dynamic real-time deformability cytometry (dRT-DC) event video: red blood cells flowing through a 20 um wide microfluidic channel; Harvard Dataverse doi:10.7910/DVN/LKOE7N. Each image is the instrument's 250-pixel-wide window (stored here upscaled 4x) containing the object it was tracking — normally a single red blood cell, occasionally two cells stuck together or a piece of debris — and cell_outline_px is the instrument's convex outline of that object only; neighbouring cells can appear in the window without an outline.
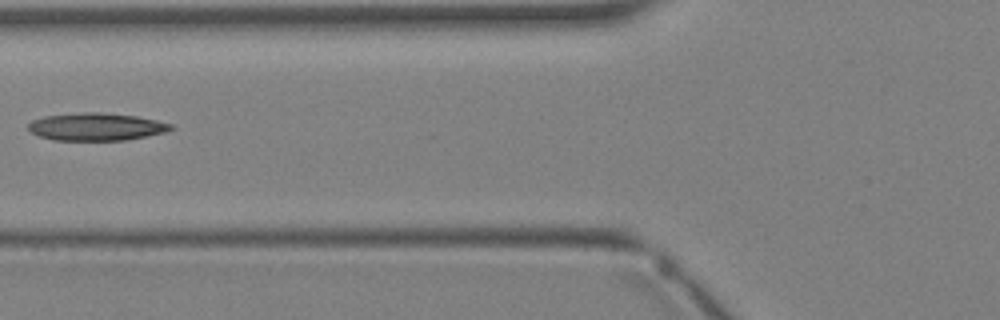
{"species": "Egyptian fruit bat (a non-hibernating species)", "species_latin": "Rousettus aegyptiacus", "temperature_condition": "warm", "stored_images_in_passage": 4, "camera_frame_rate_fps": 3000, "um_per_image_px": 0.085, "animal": {"sex": "female"}, "frame": {"image": 1, "passage_image": 4, "time_ms": 3.667, "image_size_px": [1000, 320], "cell_outline_px": [[176, 128], [164, 132], [124, 140], [52, 140], [40, 136], [32, 132], [28, 128], [28, 124], [32, 120], [44, 116], [84, 112], [100, 112], [136, 116], [156, 120], [172, 124]], "centroid_in_image_um": [8.17, 10.77], "position_along_channel_um": 117.6, "area_um2": 22.77}}